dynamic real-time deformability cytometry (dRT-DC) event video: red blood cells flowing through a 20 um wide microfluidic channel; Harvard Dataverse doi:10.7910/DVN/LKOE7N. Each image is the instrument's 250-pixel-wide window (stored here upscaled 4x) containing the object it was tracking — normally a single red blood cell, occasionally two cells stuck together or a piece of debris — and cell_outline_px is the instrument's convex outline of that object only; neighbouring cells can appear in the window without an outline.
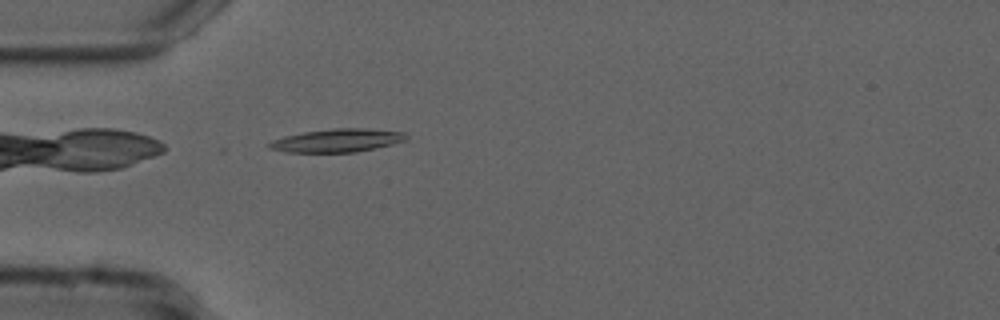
{"species": "common noctule bat (a hibernating species)", "species_latin": "Nyctalus noctula", "temperature_condition": "cold", "stored_images_in_passage": 41, "segment_of_instrument_passage": [1, 2], "camera_frame_rate_fps": 3000, "um_per_image_px": 0.085, "animal": {"sex": "male", "forearm_length_mm": 52.5}, "frame": {"image": 1, "passage_image": 2, "time_ms": 0.333, "image_size_px": [1000, 320], "cell_outline_px": [[408, 136], [404, 140], [392, 144], [376, 148], [356, 152], [284, 152], [268, 148], [268, 144], [272, 140], [284, 136], [304, 132], [332, 128], [368, 128], [404, 132]], "centroid_in_image_um": [28.65, 11.93], "position_along_channel_um": 56.3, "area_um2": 18.55}}
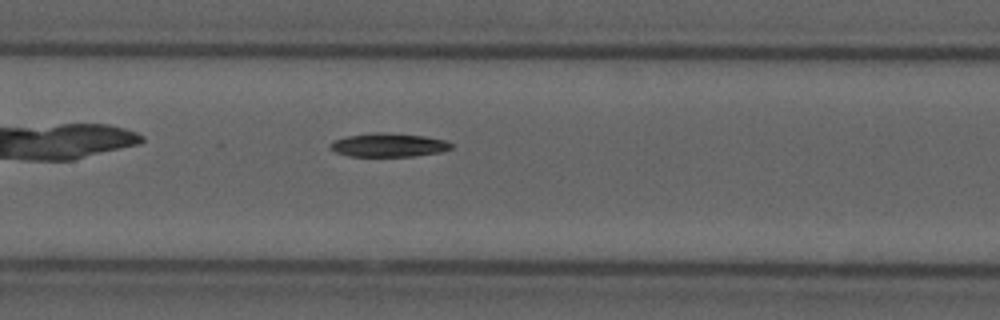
{"frame": {"image": 2, "passage_image": 12, "time_ms": 3.667, "image_size_px": [1000, 320], "cell_outline_px": [[452, 148], [440, 152], [416, 156], [348, 156], [336, 152], [328, 148], [328, 144], [332, 140], [348, 136], [376, 132], [380, 132], [424, 136], [444, 140], [452, 144]], "centroid_in_image_um": [32.97, 12.33], "position_along_channel_um": 174.4, "area_um2": 16.65}}
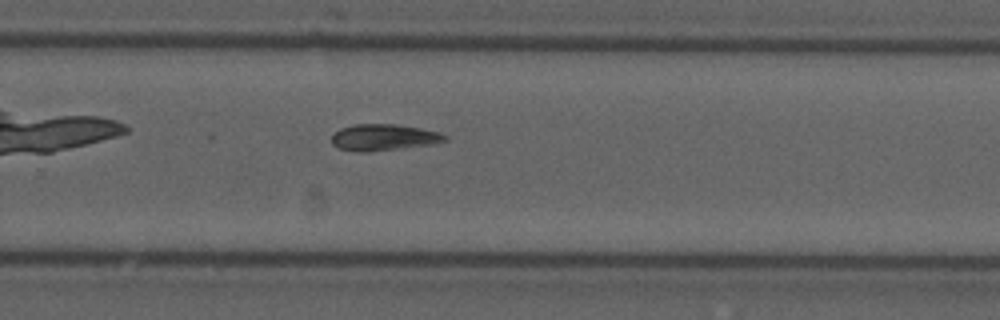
{"frame": {"image": 3, "passage_image": 22, "time_ms": 7.0, "image_size_px": [1000, 320], "cell_outline_px": [[448, 140], [432, 144], [400, 148], [360, 152], [340, 148], [332, 144], [332, 136], [340, 128], [356, 124], [396, 124], [420, 128], [440, 132], [448, 136]], "centroid_in_image_um": [32.64, 11.66], "position_along_channel_um": 297.2, "area_um2": 17.22}}